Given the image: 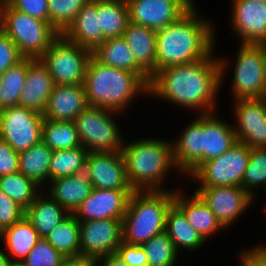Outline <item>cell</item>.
Instances as JSON below:
<instances>
[{"instance_id":"34","label":"cell","mask_w":266,"mask_h":266,"mask_svg":"<svg viewBox=\"0 0 266 266\" xmlns=\"http://www.w3.org/2000/svg\"><path fill=\"white\" fill-rule=\"evenodd\" d=\"M41 139L52 151L68 150L82 146L74 122L54 121L44 118Z\"/></svg>"},{"instance_id":"43","label":"cell","mask_w":266,"mask_h":266,"mask_svg":"<svg viewBox=\"0 0 266 266\" xmlns=\"http://www.w3.org/2000/svg\"><path fill=\"white\" fill-rule=\"evenodd\" d=\"M23 58L17 45L0 29V76Z\"/></svg>"},{"instance_id":"51","label":"cell","mask_w":266,"mask_h":266,"mask_svg":"<svg viewBox=\"0 0 266 266\" xmlns=\"http://www.w3.org/2000/svg\"><path fill=\"white\" fill-rule=\"evenodd\" d=\"M7 266H26V265L23 261H16V260L12 261V259H11V260H9Z\"/></svg>"},{"instance_id":"11","label":"cell","mask_w":266,"mask_h":266,"mask_svg":"<svg viewBox=\"0 0 266 266\" xmlns=\"http://www.w3.org/2000/svg\"><path fill=\"white\" fill-rule=\"evenodd\" d=\"M43 115L16 105L0 111V139L17 153L39 144L42 139Z\"/></svg>"},{"instance_id":"23","label":"cell","mask_w":266,"mask_h":266,"mask_svg":"<svg viewBox=\"0 0 266 266\" xmlns=\"http://www.w3.org/2000/svg\"><path fill=\"white\" fill-rule=\"evenodd\" d=\"M157 30L128 22L123 37L137 64L152 77L156 73Z\"/></svg>"},{"instance_id":"9","label":"cell","mask_w":266,"mask_h":266,"mask_svg":"<svg viewBox=\"0 0 266 266\" xmlns=\"http://www.w3.org/2000/svg\"><path fill=\"white\" fill-rule=\"evenodd\" d=\"M234 68L235 100L266 98V44H241Z\"/></svg>"},{"instance_id":"25","label":"cell","mask_w":266,"mask_h":266,"mask_svg":"<svg viewBox=\"0 0 266 266\" xmlns=\"http://www.w3.org/2000/svg\"><path fill=\"white\" fill-rule=\"evenodd\" d=\"M92 56L101 64L138 74L148 85L151 77L137 64L123 36L106 39L93 51Z\"/></svg>"},{"instance_id":"38","label":"cell","mask_w":266,"mask_h":266,"mask_svg":"<svg viewBox=\"0 0 266 266\" xmlns=\"http://www.w3.org/2000/svg\"><path fill=\"white\" fill-rule=\"evenodd\" d=\"M148 260V266H174L178 251L169 236L163 232L140 245Z\"/></svg>"},{"instance_id":"13","label":"cell","mask_w":266,"mask_h":266,"mask_svg":"<svg viewBox=\"0 0 266 266\" xmlns=\"http://www.w3.org/2000/svg\"><path fill=\"white\" fill-rule=\"evenodd\" d=\"M129 21L155 30L182 16L193 0H126Z\"/></svg>"},{"instance_id":"17","label":"cell","mask_w":266,"mask_h":266,"mask_svg":"<svg viewBox=\"0 0 266 266\" xmlns=\"http://www.w3.org/2000/svg\"><path fill=\"white\" fill-rule=\"evenodd\" d=\"M134 190L96 189L74 212L79 222L89 220L118 219L126 213L130 195Z\"/></svg>"},{"instance_id":"15","label":"cell","mask_w":266,"mask_h":266,"mask_svg":"<svg viewBox=\"0 0 266 266\" xmlns=\"http://www.w3.org/2000/svg\"><path fill=\"white\" fill-rule=\"evenodd\" d=\"M225 228L250 206L254 198L240 186L198 187L195 191Z\"/></svg>"},{"instance_id":"42","label":"cell","mask_w":266,"mask_h":266,"mask_svg":"<svg viewBox=\"0 0 266 266\" xmlns=\"http://www.w3.org/2000/svg\"><path fill=\"white\" fill-rule=\"evenodd\" d=\"M25 215V210L0 190V230L12 226Z\"/></svg>"},{"instance_id":"2","label":"cell","mask_w":266,"mask_h":266,"mask_svg":"<svg viewBox=\"0 0 266 266\" xmlns=\"http://www.w3.org/2000/svg\"><path fill=\"white\" fill-rule=\"evenodd\" d=\"M198 14L193 4L176 21L157 30L156 72L205 59L213 52V25Z\"/></svg>"},{"instance_id":"14","label":"cell","mask_w":266,"mask_h":266,"mask_svg":"<svg viewBox=\"0 0 266 266\" xmlns=\"http://www.w3.org/2000/svg\"><path fill=\"white\" fill-rule=\"evenodd\" d=\"M85 174L96 189L133 190L122 152H88Z\"/></svg>"},{"instance_id":"45","label":"cell","mask_w":266,"mask_h":266,"mask_svg":"<svg viewBox=\"0 0 266 266\" xmlns=\"http://www.w3.org/2000/svg\"><path fill=\"white\" fill-rule=\"evenodd\" d=\"M116 254L128 266H148L147 257L140 245H130L122 241Z\"/></svg>"},{"instance_id":"28","label":"cell","mask_w":266,"mask_h":266,"mask_svg":"<svg viewBox=\"0 0 266 266\" xmlns=\"http://www.w3.org/2000/svg\"><path fill=\"white\" fill-rule=\"evenodd\" d=\"M47 196L42 198L43 195H37L33 203L25 210V217L30 221L40 238L47 237L69 213L49 194Z\"/></svg>"},{"instance_id":"18","label":"cell","mask_w":266,"mask_h":266,"mask_svg":"<svg viewBox=\"0 0 266 266\" xmlns=\"http://www.w3.org/2000/svg\"><path fill=\"white\" fill-rule=\"evenodd\" d=\"M232 27L242 44H266V1L233 0Z\"/></svg>"},{"instance_id":"7","label":"cell","mask_w":266,"mask_h":266,"mask_svg":"<svg viewBox=\"0 0 266 266\" xmlns=\"http://www.w3.org/2000/svg\"><path fill=\"white\" fill-rule=\"evenodd\" d=\"M92 51L60 35L39 58L55 85H83Z\"/></svg>"},{"instance_id":"41","label":"cell","mask_w":266,"mask_h":266,"mask_svg":"<svg viewBox=\"0 0 266 266\" xmlns=\"http://www.w3.org/2000/svg\"><path fill=\"white\" fill-rule=\"evenodd\" d=\"M64 258L45 238H39L23 262L26 266H59Z\"/></svg>"},{"instance_id":"35","label":"cell","mask_w":266,"mask_h":266,"mask_svg":"<svg viewBox=\"0 0 266 266\" xmlns=\"http://www.w3.org/2000/svg\"><path fill=\"white\" fill-rule=\"evenodd\" d=\"M88 150L83 146L68 150H54L49 167V180L85 173Z\"/></svg>"},{"instance_id":"4","label":"cell","mask_w":266,"mask_h":266,"mask_svg":"<svg viewBox=\"0 0 266 266\" xmlns=\"http://www.w3.org/2000/svg\"><path fill=\"white\" fill-rule=\"evenodd\" d=\"M122 156L129 184L134 191H165L161 182L175 165L172 143L142 139L124 144Z\"/></svg>"},{"instance_id":"24","label":"cell","mask_w":266,"mask_h":266,"mask_svg":"<svg viewBox=\"0 0 266 266\" xmlns=\"http://www.w3.org/2000/svg\"><path fill=\"white\" fill-rule=\"evenodd\" d=\"M236 142L233 125L221 121L216 114H203L202 163L222 155Z\"/></svg>"},{"instance_id":"49","label":"cell","mask_w":266,"mask_h":266,"mask_svg":"<svg viewBox=\"0 0 266 266\" xmlns=\"http://www.w3.org/2000/svg\"><path fill=\"white\" fill-rule=\"evenodd\" d=\"M99 263L101 266H128L119 258L116 253L99 258L98 260H96L97 266H100L98 265Z\"/></svg>"},{"instance_id":"26","label":"cell","mask_w":266,"mask_h":266,"mask_svg":"<svg viewBox=\"0 0 266 266\" xmlns=\"http://www.w3.org/2000/svg\"><path fill=\"white\" fill-rule=\"evenodd\" d=\"M50 183L48 194L69 213H74L93 190L85 173L61 177Z\"/></svg>"},{"instance_id":"29","label":"cell","mask_w":266,"mask_h":266,"mask_svg":"<svg viewBox=\"0 0 266 266\" xmlns=\"http://www.w3.org/2000/svg\"><path fill=\"white\" fill-rule=\"evenodd\" d=\"M165 233L174 243L176 250H196L206 240L187 222L184 213L173 203L166 216Z\"/></svg>"},{"instance_id":"8","label":"cell","mask_w":266,"mask_h":266,"mask_svg":"<svg viewBox=\"0 0 266 266\" xmlns=\"http://www.w3.org/2000/svg\"><path fill=\"white\" fill-rule=\"evenodd\" d=\"M115 112L88 106L74 120L80 142L88 152H120L123 141L111 115Z\"/></svg>"},{"instance_id":"16","label":"cell","mask_w":266,"mask_h":266,"mask_svg":"<svg viewBox=\"0 0 266 266\" xmlns=\"http://www.w3.org/2000/svg\"><path fill=\"white\" fill-rule=\"evenodd\" d=\"M235 103L237 141L248 147H266V98L237 99Z\"/></svg>"},{"instance_id":"1","label":"cell","mask_w":266,"mask_h":266,"mask_svg":"<svg viewBox=\"0 0 266 266\" xmlns=\"http://www.w3.org/2000/svg\"><path fill=\"white\" fill-rule=\"evenodd\" d=\"M216 59L211 52L205 59L157 71L151 77L148 94L201 110L200 114L212 113L227 68L224 59Z\"/></svg>"},{"instance_id":"21","label":"cell","mask_w":266,"mask_h":266,"mask_svg":"<svg viewBox=\"0 0 266 266\" xmlns=\"http://www.w3.org/2000/svg\"><path fill=\"white\" fill-rule=\"evenodd\" d=\"M203 114L186 126L176 142H172L178 171L191 175L202 164ZM189 173V174H188Z\"/></svg>"},{"instance_id":"19","label":"cell","mask_w":266,"mask_h":266,"mask_svg":"<svg viewBox=\"0 0 266 266\" xmlns=\"http://www.w3.org/2000/svg\"><path fill=\"white\" fill-rule=\"evenodd\" d=\"M55 84L40 59L27 58L26 82L19 98V106L43 115Z\"/></svg>"},{"instance_id":"46","label":"cell","mask_w":266,"mask_h":266,"mask_svg":"<svg viewBox=\"0 0 266 266\" xmlns=\"http://www.w3.org/2000/svg\"><path fill=\"white\" fill-rule=\"evenodd\" d=\"M19 171V153L0 139V177Z\"/></svg>"},{"instance_id":"47","label":"cell","mask_w":266,"mask_h":266,"mask_svg":"<svg viewBox=\"0 0 266 266\" xmlns=\"http://www.w3.org/2000/svg\"><path fill=\"white\" fill-rule=\"evenodd\" d=\"M240 266H266V245L261 244L254 249L240 251Z\"/></svg>"},{"instance_id":"20","label":"cell","mask_w":266,"mask_h":266,"mask_svg":"<svg viewBox=\"0 0 266 266\" xmlns=\"http://www.w3.org/2000/svg\"><path fill=\"white\" fill-rule=\"evenodd\" d=\"M88 106L84 85H55L43 117L54 121L74 122Z\"/></svg>"},{"instance_id":"44","label":"cell","mask_w":266,"mask_h":266,"mask_svg":"<svg viewBox=\"0 0 266 266\" xmlns=\"http://www.w3.org/2000/svg\"><path fill=\"white\" fill-rule=\"evenodd\" d=\"M17 9L33 18L49 23L48 0H6Z\"/></svg>"},{"instance_id":"32","label":"cell","mask_w":266,"mask_h":266,"mask_svg":"<svg viewBox=\"0 0 266 266\" xmlns=\"http://www.w3.org/2000/svg\"><path fill=\"white\" fill-rule=\"evenodd\" d=\"M65 257L80 255V226L74 213L68 215L45 237Z\"/></svg>"},{"instance_id":"6","label":"cell","mask_w":266,"mask_h":266,"mask_svg":"<svg viewBox=\"0 0 266 266\" xmlns=\"http://www.w3.org/2000/svg\"><path fill=\"white\" fill-rule=\"evenodd\" d=\"M0 29L24 58L39 59L60 34L46 21L33 18L0 0Z\"/></svg>"},{"instance_id":"39","label":"cell","mask_w":266,"mask_h":266,"mask_svg":"<svg viewBox=\"0 0 266 266\" xmlns=\"http://www.w3.org/2000/svg\"><path fill=\"white\" fill-rule=\"evenodd\" d=\"M90 0H48L49 24L61 35Z\"/></svg>"},{"instance_id":"12","label":"cell","mask_w":266,"mask_h":266,"mask_svg":"<svg viewBox=\"0 0 266 266\" xmlns=\"http://www.w3.org/2000/svg\"><path fill=\"white\" fill-rule=\"evenodd\" d=\"M80 255L98 260L115 254L123 241L122 220L103 219L79 222Z\"/></svg>"},{"instance_id":"50","label":"cell","mask_w":266,"mask_h":266,"mask_svg":"<svg viewBox=\"0 0 266 266\" xmlns=\"http://www.w3.org/2000/svg\"><path fill=\"white\" fill-rule=\"evenodd\" d=\"M9 260H11V258L6 254V252L4 253V251H1L0 249V266H7Z\"/></svg>"},{"instance_id":"3","label":"cell","mask_w":266,"mask_h":266,"mask_svg":"<svg viewBox=\"0 0 266 266\" xmlns=\"http://www.w3.org/2000/svg\"><path fill=\"white\" fill-rule=\"evenodd\" d=\"M84 88L89 106L121 112L140 92H149V85L136 73L109 67L93 56L88 61Z\"/></svg>"},{"instance_id":"31","label":"cell","mask_w":266,"mask_h":266,"mask_svg":"<svg viewBox=\"0 0 266 266\" xmlns=\"http://www.w3.org/2000/svg\"><path fill=\"white\" fill-rule=\"evenodd\" d=\"M97 11L103 42L123 36L129 22L126 0H97Z\"/></svg>"},{"instance_id":"5","label":"cell","mask_w":266,"mask_h":266,"mask_svg":"<svg viewBox=\"0 0 266 266\" xmlns=\"http://www.w3.org/2000/svg\"><path fill=\"white\" fill-rule=\"evenodd\" d=\"M174 191H134L122 219L123 242L141 245L165 232L166 216Z\"/></svg>"},{"instance_id":"40","label":"cell","mask_w":266,"mask_h":266,"mask_svg":"<svg viewBox=\"0 0 266 266\" xmlns=\"http://www.w3.org/2000/svg\"><path fill=\"white\" fill-rule=\"evenodd\" d=\"M261 184L262 186L265 185L266 188V147H250V156L243 175L242 188L254 198L253 190Z\"/></svg>"},{"instance_id":"22","label":"cell","mask_w":266,"mask_h":266,"mask_svg":"<svg viewBox=\"0 0 266 266\" xmlns=\"http://www.w3.org/2000/svg\"><path fill=\"white\" fill-rule=\"evenodd\" d=\"M69 42L93 51L103 42L97 11V0L88 1L74 18V21L61 34Z\"/></svg>"},{"instance_id":"27","label":"cell","mask_w":266,"mask_h":266,"mask_svg":"<svg viewBox=\"0 0 266 266\" xmlns=\"http://www.w3.org/2000/svg\"><path fill=\"white\" fill-rule=\"evenodd\" d=\"M178 190L174 194V204L184 213L187 222L206 240L208 236L214 234L224 227L217 220L214 213L195 192L189 200V197L181 196ZM221 228V229H220Z\"/></svg>"},{"instance_id":"30","label":"cell","mask_w":266,"mask_h":266,"mask_svg":"<svg viewBox=\"0 0 266 266\" xmlns=\"http://www.w3.org/2000/svg\"><path fill=\"white\" fill-rule=\"evenodd\" d=\"M37 231L25 215L12 226L2 230L1 239L10 255L18 261H24L39 239Z\"/></svg>"},{"instance_id":"10","label":"cell","mask_w":266,"mask_h":266,"mask_svg":"<svg viewBox=\"0 0 266 266\" xmlns=\"http://www.w3.org/2000/svg\"><path fill=\"white\" fill-rule=\"evenodd\" d=\"M250 156V147L237 141L222 155L203 162L190 176L200 187L240 186Z\"/></svg>"},{"instance_id":"36","label":"cell","mask_w":266,"mask_h":266,"mask_svg":"<svg viewBox=\"0 0 266 266\" xmlns=\"http://www.w3.org/2000/svg\"><path fill=\"white\" fill-rule=\"evenodd\" d=\"M27 58L8 68L0 76V111L19 105L20 94L26 82Z\"/></svg>"},{"instance_id":"48","label":"cell","mask_w":266,"mask_h":266,"mask_svg":"<svg viewBox=\"0 0 266 266\" xmlns=\"http://www.w3.org/2000/svg\"><path fill=\"white\" fill-rule=\"evenodd\" d=\"M59 266H97L96 260L84 256L65 257Z\"/></svg>"},{"instance_id":"37","label":"cell","mask_w":266,"mask_h":266,"mask_svg":"<svg viewBox=\"0 0 266 266\" xmlns=\"http://www.w3.org/2000/svg\"><path fill=\"white\" fill-rule=\"evenodd\" d=\"M38 188H40L38 184L19 171L0 177V190L24 210L33 203L39 194Z\"/></svg>"},{"instance_id":"33","label":"cell","mask_w":266,"mask_h":266,"mask_svg":"<svg viewBox=\"0 0 266 266\" xmlns=\"http://www.w3.org/2000/svg\"><path fill=\"white\" fill-rule=\"evenodd\" d=\"M53 151L42 141L19 153V172L39 186L49 180V167Z\"/></svg>"}]
</instances>
